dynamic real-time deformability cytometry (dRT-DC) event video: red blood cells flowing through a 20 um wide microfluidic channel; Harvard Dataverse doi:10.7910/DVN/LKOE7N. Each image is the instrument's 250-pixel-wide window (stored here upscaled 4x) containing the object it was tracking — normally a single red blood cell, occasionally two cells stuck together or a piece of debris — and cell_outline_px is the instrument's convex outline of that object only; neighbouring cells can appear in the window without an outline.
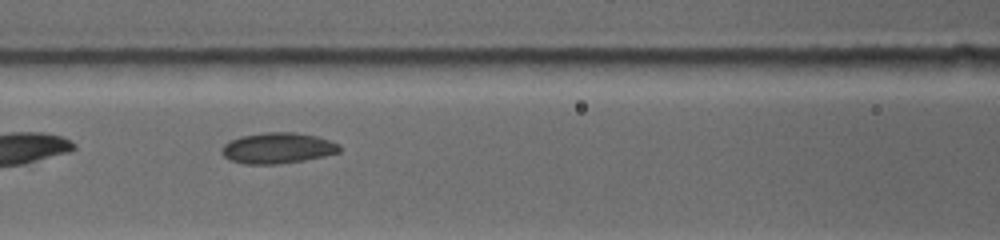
{"species": "common noctule bat (a hibernating species)", "species_latin": "Nyctalus noctula", "temperature_condition": "warm", "stored_images_in_passage": 29, "camera_frame_rate_fps": 4500, "um_per_image_px": 0.085, "animal": {"sex": "female", "body_mass_g": 19.0, "forearm_length_mm": 53.3}, "frame": {"image": 1, "passage_image": 5, "time_ms": 1.778, "image_size_px": [1000, 240], "cell_outline_px": [[340, 152], [324, 156], [304, 160], [276, 164], [244, 164], [228, 160], [220, 152], [220, 148], [224, 144], [240, 136], [268, 132], [296, 132], [316, 136], [340, 144]], "centroid_in_image_um": [23.57, 12.59], "position_along_channel_um": 143.0, "area_um2": 21.21}}